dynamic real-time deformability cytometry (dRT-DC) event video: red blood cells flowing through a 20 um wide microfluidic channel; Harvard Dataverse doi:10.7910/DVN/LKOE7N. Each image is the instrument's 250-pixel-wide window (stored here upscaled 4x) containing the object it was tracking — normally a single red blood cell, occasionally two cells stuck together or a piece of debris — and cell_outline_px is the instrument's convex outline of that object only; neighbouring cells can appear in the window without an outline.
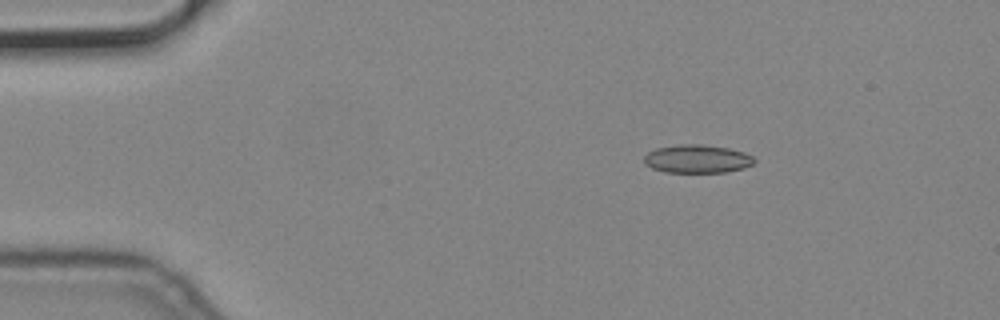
{"species": "common noctule bat (a hibernating species)", "species_latin": "Nyctalus noctula", "temperature_condition": "cold", "stored_images_in_passage": 3, "camera_frame_rate_fps": 3000, "um_per_image_px": 0.085, "animal": {"sex": "male", "body_mass_g": 19.2, "forearm_length_mm": 51.8}, "frame": {"image": 1, "passage_image": 2, "time_ms": 0.333, "image_size_px": [1000, 320], "cell_outline_px": [[756, 160], [752, 164], [744, 168], [728, 172], [664, 172], [652, 168], [644, 164], [644, 156], [648, 152], [656, 148], [680, 144], [700, 144], [728, 148], [744, 152], [752, 156]], "centroid_in_image_um": [59.25, 13.51], "position_along_channel_um": 25.8, "area_um2": 18.21}}